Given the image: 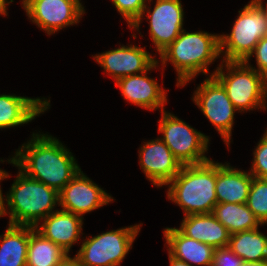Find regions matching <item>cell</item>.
<instances>
[{
  "label": "cell",
  "instance_id": "obj_1",
  "mask_svg": "<svg viewBox=\"0 0 267 266\" xmlns=\"http://www.w3.org/2000/svg\"><path fill=\"white\" fill-rule=\"evenodd\" d=\"M27 177L60 192L81 170L74 156L58 139L33 133L31 140L8 160Z\"/></svg>",
  "mask_w": 267,
  "mask_h": 266
},
{
  "label": "cell",
  "instance_id": "obj_18",
  "mask_svg": "<svg viewBox=\"0 0 267 266\" xmlns=\"http://www.w3.org/2000/svg\"><path fill=\"white\" fill-rule=\"evenodd\" d=\"M43 99L0 94V129L27 124L47 111L50 99Z\"/></svg>",
  "mask_w": 267,
  "mask_h": 266
},
{
  "label": "cell",
  "instance_id": "obj_33",
  "mask_svg": "<svg viewBox=\"0 0 267 266\" xmlns=\"http://www.w3.org/2000/svg\"><path fill=\"white\" fill-rule=\"evenodd\" d=\"M240 266H267V260L254 261V262L243 261V263Z\"/></svg>",
  "mask_w": 267,
  "mask_h": 266
},
{
  "label": "cell",
  "instance_id": "obj_8",
  "mask_svg": "<svg viewBox=\"0 0 267 266\" xmlns=\"http://www.w3.org/2000/svg\"><path fill=\"white\" fill-rule=\"evenodd\" d=\"M139 225L86 238L75 255L83 266H120L140 231Z\"/></svg>",
  "mask_w": 267,
  "mask_h": 266
},
{
  "label": "cell",
  "instance_id": "obj_28",
  "mask_svg": "<svg viewBox=\"0 0 267 266\" xmlns=\"http://www.w3.org/2000/svg\"><path fill=\"white\" fill-rule=\"evenodd\" d=\"M243 260L229 247L216 248L213 253L211 266H240Z\"/></svg>",
  "mask_w": 267,
  "mask_h": 266
},
{
  "label": "cell",
  "instance_id": "obj_24",
  "mask_svg": "<svg viewBox=\"0 0 267 266\" xmlns=\"http://www.w3.org/2000/svg\"><path fill=\"white\" fill-rule=\"evenodd\" d=\"M67 254L30 226L26 266H57Z\"/></svg>",
  "mask_w": 267,
  "mask_h": 266
},
{
  "label": "cell",
  "instance_id": "obj_5",
  "mask_svg": "<svg viewBox=\"0 0 267 266\" xmlns=\"http://www.w3.org/2000/svg\"><path fill=\"white\" fill-rule=\"evenodd\" d=\"M210 76H213L225 89L234 107L241 113L253 109L266 110L267 79L248 62L225 61ZM241 110V111H240Z\"/></svg>",
  "mask_w": 267,
  "mask_h": 266
},
{
  "label": "cell",
  "instance_id": "obj_9",
  "mask_svg": "<svg viewBox=\"0 0 267 266\" xmlns=\"http://www.w3.org/2000/svg\"><path fill=\"white\" fill-rule=\"evenodd\" d=\"M192 100L215 126L229 147L234 113L237 109L230 101L223 86L213 76H210L197 87Z\"/></svg>",
  "mask_w": 267,
  "mask_h": 266
},
{
  "label": "cell",
  "instance_id": "obj_29",
  "mask_svg": "<svg viewBox=\"0 0 267 266\" xmlns=\"http://www.w3.org/2000/svg\"><path fill=\"white\" fill-rule=\"evenodd\" d=\"M253 54H255L258 66L255 70L267 79V36L259 40L250 57H252Z\"/></svg>",
  "mask_w": 267,
  "mask_h": 266
},
{
  "label": "cell",
  "instance_id": "obj_12",
  "mask_svg": "<svg viewBox=\"0 0 267 266\" xmlns=\"http://www.w3.org/2000/svg\"><path fill=\"white\" fill-rule=\"evenodd\" d=\"M114 199L90 180L83 171L59 192V206L64 211L81 216L102 207Z\"/></svg>",
  "mask_w": 267,
  "mask_h": 266
},
{
  "label": "cell",
  "instance_id": "obj_2",
  "mask_svg": "<svg viewBox=\"0 0 267 266\" xmlns=\"http://www.w3.org/2000/svg\"><path fill=\"white\" fill-rule=\"evenodd\" d=\"M220 35L208 32H186L179 36L159 55L162 66L170 61L178 74L177 87L184 86L200 72L206 75L208 66L220 57Z\"/></svg>",
  "mask_w": 267,
  "mask_h": 266
},
{
  "label": "cell",
  "instance_id": "obj_17",
  "mask_svg": "<svg viewBox=\"0 0 267 266\" xmlns=\"http://www.w3.org/2000/svg\"><path fill=\"white\" fill-rule=\"evenodd\" d=\"M183 235L206 243L214 249L228 247L231 234L212 213L190 214L184 216L180 228Z\"/></svg>",
  "mask_w": 267,
  "mask_h": 266
},
{
  "label": "cell",
  "instance_id": "obj_4",
  "mask_svg": "<svg viewBox=\"0 0 267 266\" xmlns=\"http://www.w3.org/2000/svg\"><path fill=\"white\" fill-rule=\"evenodd\" d=\"M5 198L11 225L38 226L59 205V192L20 170Z\"/></svg>",
  "mask_w": 267,
  "mask_h": 266
},
{
  "label": "cell",
  "instance_id": "obj_25",
  "mask_svg": "<svg viewBox=\"0 0 267 266\" xmlns=\"http://www.w3.org/2000/svg\"><path fill=\"white\" fill-rule=\"evenodd\" d=\"M246 204L262 225L267 224V178L253 177Z\"/></svg>",
  "mask_w": 267,
  "mask_h": 266
},
{
  "label": "cell",
  "instance_id": "obj_35",
  "mask_svg": "<svg viewBox=\"0 0 267 266\" xmlns=\"http://www.w3.org/2000/svg\"><path fill=\"white\" fill-rule=\"evenodd\" d=\"M9 177V174L0 168V181ZM1 189V187H0Z\"/></svg>",
  "mask_w": 267,
  "mask_h": 266
},
{
  "label": "cell",
  "instance_id": "obj_23",
  "mask_svg": "<svg viewBox=\"0 0 267 266\" xmlns=\"http://www.w3.org/2000/svg\"><path fill=\"white\" fill-rule=\"evenodd\" d=\"M228 247L243 261L267 260V236L258 228L231 234Z\"/></svg>",
  "mask_w": 267,
  "mask_h": 266
},
{
  "label": "cell",
  "instance_id": "obj_32",
  "mask_svg": "<svg viewBox=\"0 0 267 266\" xmlns=\"http://www.w3.org/2000/svg\"><path fill=\"white\" fill-rule=\"evenodd\" d=\"M11 2H13V0H0V15L3 16H7V6L8 4H10Z\"/></svg>",
  "mask_w": 267,
  "mask_h": 266
},
{
  "label": "cell",
  "instance_id": "obj_13",
  "mask_svg": "<svg viewBox=\"0 0 267 266\" xmlns=\"http://www.w3.org/2000/svg\"><path fill=\"white\" fill-rule=\"evenodd\" d=\"M108 75L115 80L140 74L158 67V61L145 49L136 45L121 46L94 56Z\"/></svg>",
  "mask_w": 267,
  "mask_h": 266
},
{
  "label": "cell",
  "instance_id": "obj_11",
  "mask_svg": "<svg viewBox=\"0 0 267 266\" xmlns=\"http://www.w3.org/2000/svg\"><path fill=\"white\" fill-rule=\"evenodd\" d=\"M145 6L147 12L149 34L156 50L160 54L182 32L184 12L180 0H156L154 9Z\"/></svg>",
  "mask_w": 267,
  "mask_h": 266
},
{
  "label": "cell",
  "instance_id": "obj_16",
  "mask_svg": "<svg viewBox=\"0 0 267 266\" xmlns=\"http://www.w3.org/2000/svg\"><path fill=\"white\" fill-rule=\"evenodd\" d=\"M42 220V225L35 226V230L69 254L73 244L81 238L83 217L61 209L55 210Z\"/></svg>",
  "mask_w": 267,
  "mask_h": 266
},
{
  "label": "cell",
  "instance_id": "obj_14",
  "mask_svg": "<svg viewBox=\"0 0 267 266\" xmlns=\"http://www.w3.org/2000/svg\"><path fill=\"white\" fill-rule=\"evenodd\" d=\"M140 148V167L154 186H166L179 173L181 163L161 139L144 142Z\"/></svg>",
  "mask_w": 267,
  "mask_h": 266
},
{
  "label": "cell",
  "instance_id": "obj_31",
  "mask_svg": "<svg viewBox=\"0 0 267 266\" xmlns=\"http://www.w3.org/2000/svg\"><path fill=\"white\" fill-rule=\"evenodd\" d=\"M168 255H169L170 266H190L188 263L184 262L183 260L173 257L169 252H168Z\"/></svg>",
  "mask_w": 267,
  "mask_h": 266
},
{
  "label": "cell",
  "instance_id": "obj_30",
  "mask_svg": "<svg viewBox=\"0 0 267 266\" xmlns=\"http://www.w3.org/2000/svg\"><path fill=\"white\" fill-rule=\"evenodd\" d=\"M57 266H83L79 259L74 256L73 258L67 254Z\"/></svg>",
  "mask_w": 267,
  "mask_h": 266
},
{
  "label": "cell",
  "instance_id": "obj_27",
  "mask_svg": "<svg viewBox=\"0 0 267 266\" xmlns=\"http://www.w3.org/2000/svg\"><path fill=\"white\" fill-rule=\"evenodd\" d=\"M254 154V161L250 174L253 177L267 178V130L257 144Z\"/></svg>",
  "mask_w": 267,
  "mask_h": 266
},
{
  "label": "cell",
  "instance_id": "obj_3",
  "mask_svg": "<svg viewBox=\"0 0 267 266\" xmlns=\"http://www.w3.org/2000/svg\"><path fill=\"white\" fill-rule=\"evenodd\" d=\"M167 198L178 204L186 215L212 213L217 204L216 162L182 165L167 184Z\"/></svg>",
  "mask_w": 267,
  "mask_h": 266
},
{
  "label": "cell",
  "instance_id": "obj_26",
  "mask_svg": "<svg viewBox=\"0 0 267 266\" xmlns=\"http://www.w3.org/2000/svg\"><path fill=\"white\" fill-rule=\"evenodd\" d=\"M117 11L128 22L129 28L139 31L146 0H111ZM148 1V0H147ZM150 0L149 2H151Z\"/></svg>",
  "mask_w": 267,
  "mask_h": 266
},
{
  "label": "cell",
  "instance_id": "obj_22",
  "mask_svg": "<svg viewBox=\"0 0 267 266\" xmlns=\"http://www.w3.org/2000/svg\"><path fill=\"white\" fill-rule=\"evenodd\" d=\"M212 214L230 234L256 229L262 225L247 204L217 203Z\"/></svg>",
  "mask_w": 267,
  "mask_h": 266
},
{
  "label": "cell",
  "instance_id": "obj_20",
  "mask_svg": "<svg viewBox=\"0 0 267 266\" xmlns=\"http://www.w3.org/2000/svg\"><path fill=\"white\" fill-rule=\"evenodd\" d=\"M164 236L168 252L190 266L194 264L211 266L214 248L183 235L177 228H165Z\"/></svg>",
  "mask_w": 267,
  "mask_h": 266
},
{
  "label": "cell",
  "instance_id": "obj_10",
  "mask_svg": "<svg viewBox=\"0 0 267 266\" xmlns=\"http://www.w3.org/2000/svg\"><path fill=\"white\" fill-rule=\"evenodd\" d=\"M81 0H22L27 16L48 35L79 23L85 13Z\"/></svg>",
  "mask_w": 267,
  "mask_h": 266
},
{
  "label": "cell",
  "instance_id": "obj_34",
  "mask_svg": "<svg viewBox=\"0 0 267 266\" xmlns=\"http://www.w3.org/2000/svg\"><path fill=\"white\" fill-rule=\"evenodd\" d=\"M3 199L5 200V198L2 195V190L0 189V217L7 214Z\"/></svg>",
  "mask_w": 267,
  "mask_h": 266
},
{
  "label": "cell",
  "instance_id": "obj_21",
  "mask_svg": "<svg viewBox=\"0 0 267 266\" xmlns=\"http://www.w3.org/2000/svg\"><path fill=\"white\" fill-rule=\"evenodd\" d=\"M29 236L30 226L8 224L0 235V266H26Z\"/></svg>",
  "mask_w": 267,
  "mask_h": 266
},
{
  "label": "cell",
  "instance_id": "obj_6",
  "mask_svg": "<svg viewBox=\"0 0 267 266\" xmlns=\"http://www.w3.org/2000/svg\"><path fill=\"white\" fill-rule=\"evenodd\" d=\"M238 12L231 33L220 35L224 62H249L259 40L267 36V15L256 0H251Z\"/></svg>",
  "mask_w": 267,
  "mask_h": 266
},
{
  "label": "cell",
  "instance_id": "obj_36",
  "mask_svg": "<svg viewBox=\"0 0 267 266\" xmlns=\"http://www.w3.org/2000/svg\"><path fill=\"white\" fill-rule=\"evenodd\" d=\"M256 1L265 9V12H266V15H267V4H266V7H264L265 5H263L262 0H256Z\"/></svg>",
  "mask_w": 267,
  "mask_h": 266
},
{
  "label": "cell",
  "instance_id": "obj_19",
  "mask_svg": "<svg viewBox=\"0 0 267 266\" xmlns=\"http://www.w3.org/2000/svg\"><path fill=\"white\" fill-rule=\"evenodd\" d=\"M253 176L250 172L216 162L217 203L246 204Z\"/></svg>",
  "mask_w": 267,
  "mask_h": 266
},
{
  "label": "cell",
  "instance_id": "obj_15",
  "mask_svg": "<svg viewBox=\"0 0 267 266\" xmlns=\"http://www.w3.org/2000/svg\"><path fill=\"white\" fill-rule=\"evenodd\" d=\"M125 100L147 110L164 111L167 102L166 90L162 89L156 80L147 77V71L126 76L116 81Z\"/></svg>",
  "mask_w": 267,
  "mask_h": 266
},
{
  "label": "cell",
  "instance_id": "obj_7",
  "mask_svg": "<svg viewBox=\"0 0 267 266\" xmlns=\"http://www.w3.org/2000/svg\"><path fill=\"white\" fill-rule=\"evenodd\" d=\"M158 132L181 165L201 164L210 159L205 156L209 137L195 130L183 120L165 110L160 112Z\"/></svg>",
  "mask_w": 267,
  "mask_h": 266
}]
</instances>
